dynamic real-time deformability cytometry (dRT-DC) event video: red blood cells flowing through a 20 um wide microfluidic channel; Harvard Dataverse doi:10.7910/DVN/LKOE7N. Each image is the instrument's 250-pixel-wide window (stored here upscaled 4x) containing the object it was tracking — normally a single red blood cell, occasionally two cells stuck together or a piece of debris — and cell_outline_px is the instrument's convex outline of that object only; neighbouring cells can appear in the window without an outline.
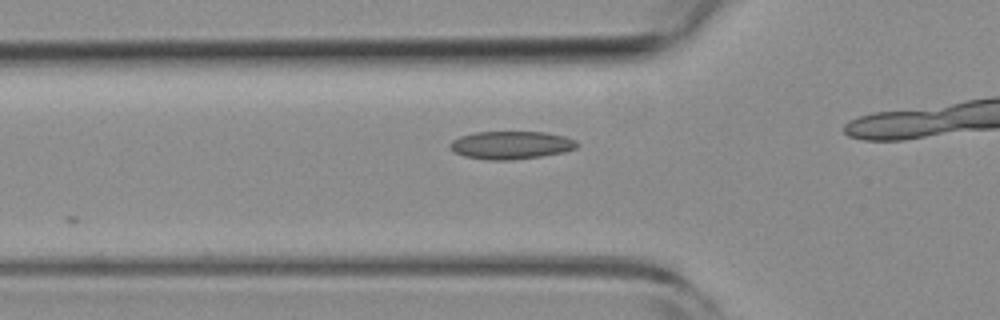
{"species": "common noctule bat (a hibernating species)", "species_latin": "Nyctalus noctula", "temperature_condition": "room temperature", "stored_images_in_passage": 11, "camera_frame_rate_fps": 3000, "um_per_image_px": 0.085, "animal": {"sex": "female", "body_mass_g": 19.3, "forearm_length_mm": 54.1}, "frame": {"image": 1, "passage_image": 4, "time_ms": 1.0, "image_size_px": [1000, 320], "cell_outline_px": [[580, 144], [576, 148], [564, 152], [540, 156], [512, 160], [488, 160], [464, 156], [456, 152], [448, 144], [452, 140], [460, 136], [476, 132], [548, 132], [564, 136], [576, 140]], "centroid_in_image_um": [43.47, 12.33], "position_along_channel_um": 82.3, "area_um2": 20.69}}
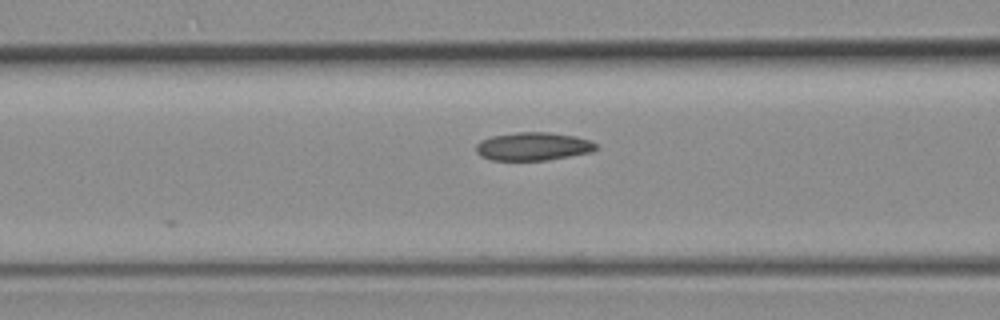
{"frame": {"image": 2, "passage_image": 7, "time_ms": 2.0, "image_size_px": [1000, 320], "cell_outline_px": [[596, 148], [592, 152], [548, 160], [492, 160], [480, 156], [476, 152], [476, 144], [480, 140], [492, 136], [516, 132], [548, 132], [576, 136], [592, 140], [596, 144]], "centroid_in_image_um": [45.31, 12.44], "position_along_channel_um": 121.3, "area_um2": 19.83}}
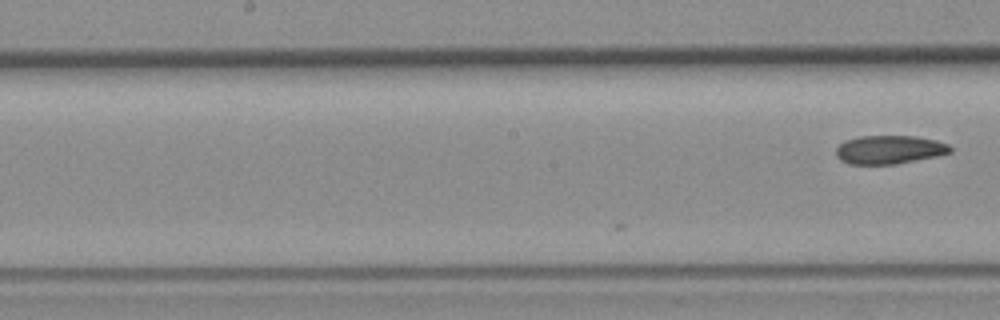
{"frame": {"image": 3, "passage_image": 11, "time_ms": 3.333, "image_size_px": [1000, 320], "cell_outline_px": [[952, 152], [936, 156], [896, 164], [848, 164], [840, 160], [836, 156], [836, 148], [844, 140], [860, 136], [916, 136], [936, 140], [948, 144], [952, 148]], "centroid_in_image_um": [75.58, 12.72], "position_along_channel_um": 172.6, "area_um2": 19.07}}